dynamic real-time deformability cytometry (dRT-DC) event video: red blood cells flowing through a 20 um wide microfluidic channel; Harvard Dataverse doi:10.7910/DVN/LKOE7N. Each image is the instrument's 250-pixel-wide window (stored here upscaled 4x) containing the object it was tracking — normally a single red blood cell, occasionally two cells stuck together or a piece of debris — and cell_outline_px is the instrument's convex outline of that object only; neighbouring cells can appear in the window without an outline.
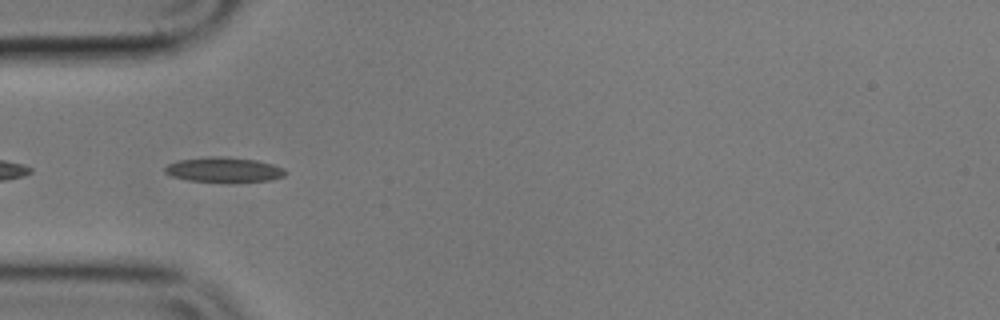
{"species": "common noctule bat (a hibernating species)", "species_latin": "Nyctalus noctula", "temperature_condition": "cold", "stored_images_in_passage": 40, "camera_frame_rate_fps": 3000, "um_per_image_px": 0.085, "animal": {"sex": "male", "body_mass_g": 17.9}, "frame": {"image": 1, "passage_image": 2, "time_ms": 0.333, "image_size_px": [1000, 320], "cell_outline_px": [[288, 172], [284, 176], [272, 180], [188, 180], [168, 176], [164, 172], [164, 168], [168, 164], [180, 160], [208, 156], [220, 156], [256, 160], [272, 164], [284, 168]], "centroid_in_image_um": [19.0, 14.39], "position_along_channel_um": 66.0, "area_um2": 16.99}}
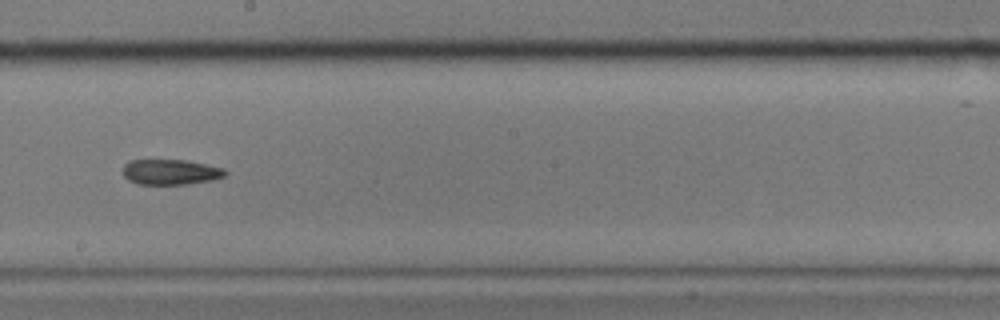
{"frame": {"image": 2, "passage_image": 16, "time_ms": 5.0, "image_size_px": [1000, 320], "cell_outline_px": [[228, 172], [224, 176], [212, 180], [188, 184], [136, 184], [128, 180], [124, 176], [124, 164], [128, 160], [188, 160], [224, 168]], "centroid_in_image_um": [14.5, 14.62], "position_along_channel_um": 233.7, "area_um2": 15.2}}
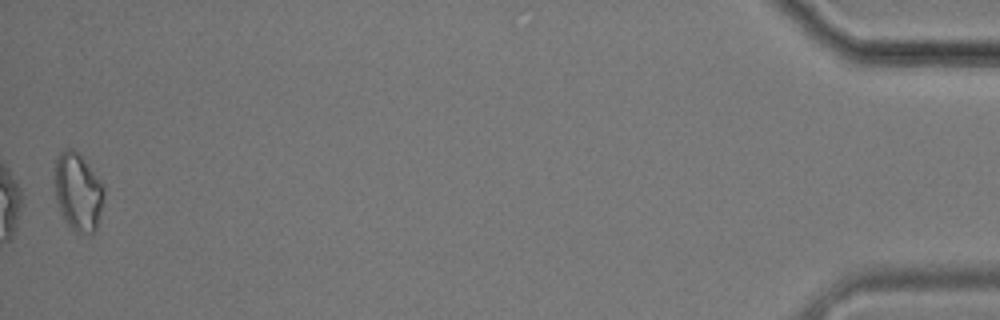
{"frame": {"image": 3, "passage_image": 40, "time_ms": 13.0, "image_size_px": [1000, 320], "cell_outline_px": [[104, 196], [96, 228], [88, 236], [76, 232], [64, 220], [60, 212], [56, 200], [56, 160], [60, 152], [64, 148], [72, 148], [80, 156], [100, 180], [104, 188]], "centroid_in_image_um": [6.63, 16.34], "position_along_channel_um": 428.6, "area_um2": 21.96}}